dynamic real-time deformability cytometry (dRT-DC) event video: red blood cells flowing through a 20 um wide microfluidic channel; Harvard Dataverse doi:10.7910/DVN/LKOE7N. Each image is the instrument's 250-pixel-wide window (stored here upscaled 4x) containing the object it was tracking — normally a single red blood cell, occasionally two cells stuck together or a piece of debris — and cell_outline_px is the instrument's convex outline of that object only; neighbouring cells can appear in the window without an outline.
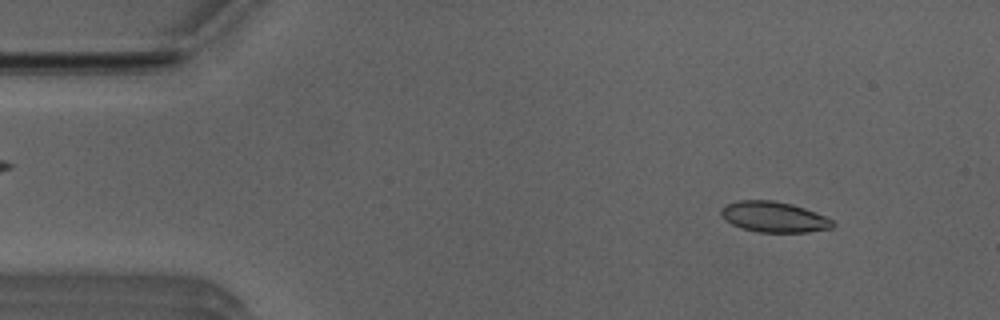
{"species": "Egyptian fruit bat (a non-hibernating species)", "species_latin": "Rousettus aegyptiacus", "temperature_condition": "room temperature", "stored_images_in_passage": 48, "camera_frame_rate_fps": 3000, "um_per_image_px": 0.085, "animal": {"sex": "male"}, "frame": {"image": 1, "passage_image": 3, "time_ms": 0.667, "image_size_px": [1000, 320], "cell_outline_px": [[836, 224], [832, 228], [808, 232], [760, 232], [740, 228], [724, 220], [720, 212], [720, 208], [728, 204], [740, 200], [772, 200], [792, 204], [804, 208], [824, 216], [832, 220]], "centroid_in_image_um": [65.77, 18.44], "position_along_channel_um": 19.2, "area_um2": 19.88}}
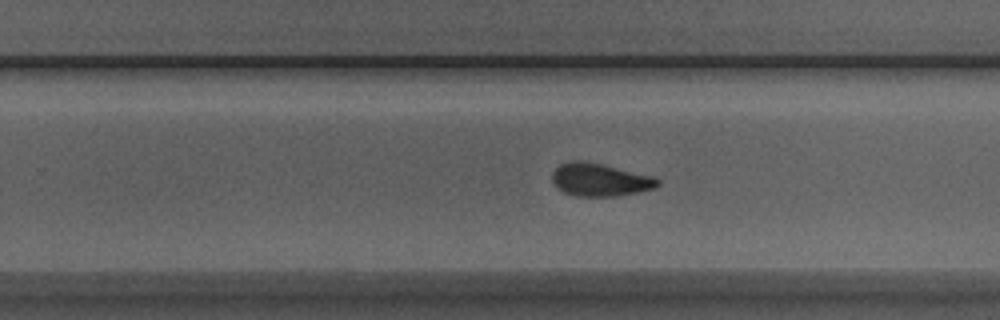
{"frame": {"image": 2, "passage_image": 29, "time_ms": 9.333, "image_size_px": [1000, 320], "cell_outline_px": [[660, 184], [656, 188], [616, 196], [576, 196], [564, 192], [556, 188], [552, 180], [552, 172], [560, 164], [572, 160], [580, 160], [600, 164], [656, 176], [660, 180]], "centroid_in_image_um": [51.0, 15.28], "position_along_channel_um": 278.8, "area_um2": 20.29}}
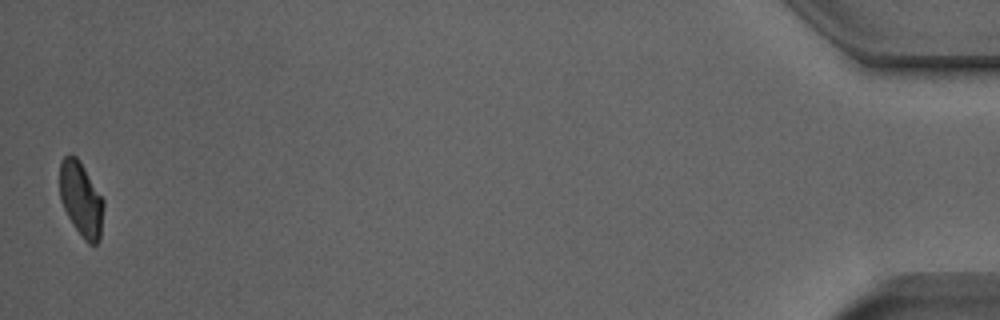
{"frame": {"image": 3, "passage_image": 48, "time_ms": 15.667, "image_size_px": [1000, 320], "cell_outline_px": [[104, 204], [100, 240], [96, 244], [88, 244], [84, 240], [72, 224], [60, 200], [60, 160], [64, 156], [76, 156], [80, 160], [104, 200]], "centroid_in_image_um": [6.9, 16.95], "position_along_channel_um": 428.3, "area_um2": 19.13}, "authors_computed_cell_mechanics": {"area_um2": 20.3456, "velocity_mm_per_s": 3.9503, "shape_relaxation_time_tau1_ms": 4.9034, "shape_relaxation_time_tau2_ms": 1.4136, "deformation_change_tau1": 0.1265, "deformation_change_tau2": 0.0593}}